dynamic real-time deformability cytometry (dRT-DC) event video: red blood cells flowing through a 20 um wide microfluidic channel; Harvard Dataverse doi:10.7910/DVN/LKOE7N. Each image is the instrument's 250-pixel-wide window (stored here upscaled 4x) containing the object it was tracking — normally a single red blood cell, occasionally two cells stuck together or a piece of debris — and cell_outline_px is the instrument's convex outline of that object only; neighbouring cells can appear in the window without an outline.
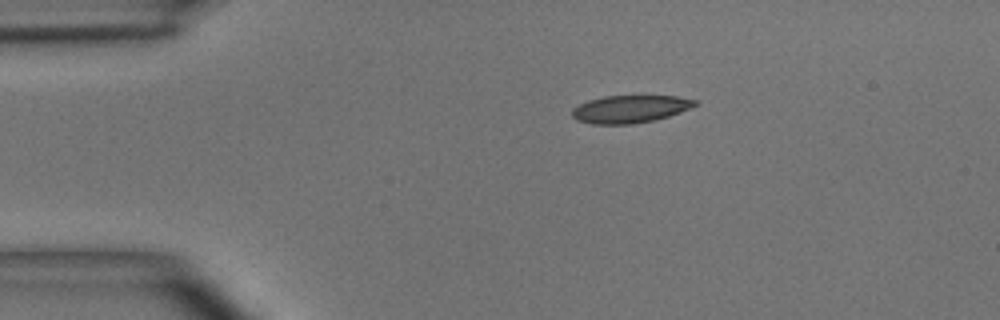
{"species": "common noctule bat (a hibernating species)", "species_latin": "Nyctalus noctula", "temperature_condition": "room temperature", "stored_images_in_passage": 3, "camera_frame_rate_fps": 3000, "um_per_image_px": 0.085, "animal": {"sex": "male", "body_mass_g": 15.6}, "frame": {"image": 1, "passage_image": 1, "time_ms": 0.0, "image_size_px": [1000, 320], "cell_outline_px": [[696, 104], [680, 112], [656, 120], [632, 124], [592, 124], [576, 120], [572, 116], [572, 108], [588, 100], [604, 96], [676, 96], [696, 100]], "centroid_in_image_um": [53.51, 9.27], "position_along_channel_um": 31.5, "area_um2": 19.65}}
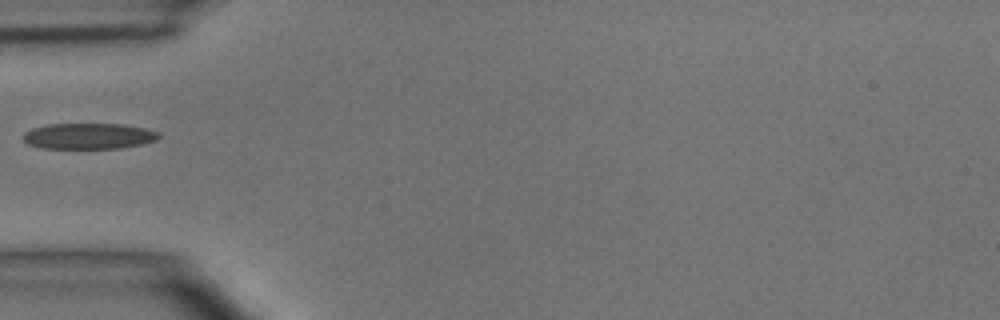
{"frame": {"image": 2, "passage_image": 3, "time_ms": 2.333, "image_size_px": [1000, 320], "cell_outline_px": [[160, 136], [156, 140], [140, 144], [120, 148], [40, 148], [28, 144], [24, 140], [24, 132], [32, 128], [48, 124], [124, 124], [144, 128], [160, 132]], "centroid_in_image_um": [7.53, 11.56], "position_along_channel_um": 77.5, "area_um2": 20.4}}